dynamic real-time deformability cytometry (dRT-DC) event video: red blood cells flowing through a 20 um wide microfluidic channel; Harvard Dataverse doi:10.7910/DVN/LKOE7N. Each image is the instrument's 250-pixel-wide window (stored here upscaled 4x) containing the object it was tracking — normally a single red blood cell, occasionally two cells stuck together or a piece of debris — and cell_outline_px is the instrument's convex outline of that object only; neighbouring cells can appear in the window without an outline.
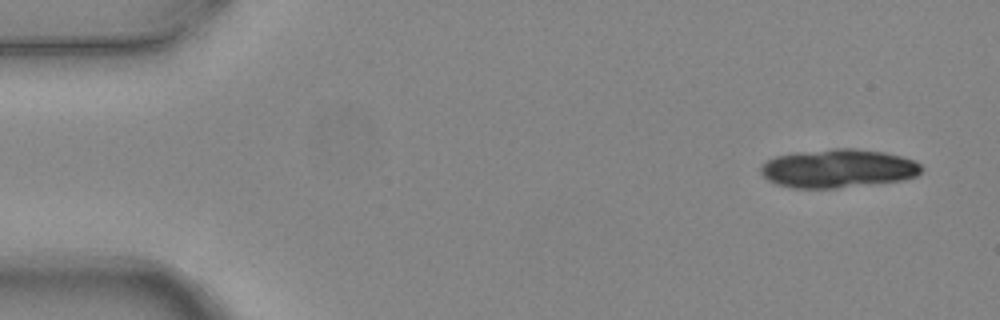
{"species": "common noctule bat (a hibernating species)", "species_latin": "Nyctalus noctula", "temperature_condition": "warm", "stored_images_in_passage": 5, "camera_frame_rate_fps": 3000, "um_per_image_px": 0.085, "animal": {"sex": "female", "body_mass_g": 24.6, "forearm_length_mm": 56.2}, "frame": {"image": 1, "passage_image": 1, "time_ms": 0.0, "image_size_px": [1000, 320], "cell_outline_px": [[924, 168], [916, 176], [900, 180], [836, 188], [792, 188], [776, 184], [768, 180], [760, 172], [760, 168], [768, 160], [776, 156], [796, 152], [836, 148], [856, 148], [884, 152], [900, 156], [912, 160], [920, 164]], "centroid_in_image_um": [71.22, 14.31], "position_along_channel_um": 13.8, "area_um2": 35.95}}